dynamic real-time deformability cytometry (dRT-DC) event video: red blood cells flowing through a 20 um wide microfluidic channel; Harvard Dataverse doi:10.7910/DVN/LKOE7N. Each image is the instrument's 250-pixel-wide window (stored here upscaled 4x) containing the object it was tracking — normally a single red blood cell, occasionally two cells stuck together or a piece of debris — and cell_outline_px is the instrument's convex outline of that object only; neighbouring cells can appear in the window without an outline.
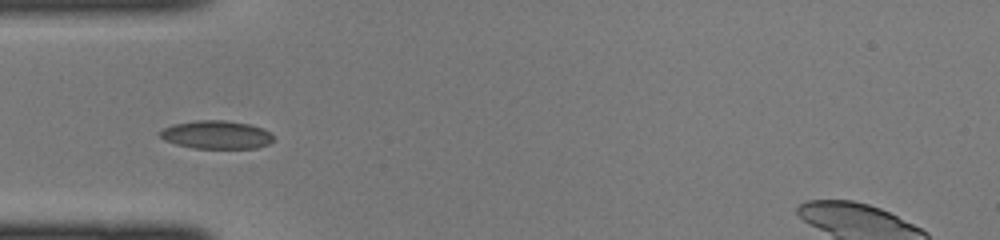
{"species": "common noctule bat (a hibernating species)", "species_latin": "Nyctalus noctula", "temperature_condition": "cold", "stored_images_in_passage": 38, "camera_frame_rate_fps": 3000, "um_per_image_px": 0.085, "animal": {"sex": "female", "body_mass_g": 22.0, "forearm_length_mm": 56.7}, "frame": {"image": 1, "passage_image": 12, "time_ms": 3.667, "image_size_px": [1000, 240], "cell_outline_px": [[272, 140], [268, 144], [256, 148], [192, 148], [176, 144], [164, 140], [156, 132], [172, 124], [196, 120], [224, 120], [252, 124], [264, 128], [272, 136]], "centroid_in_image_um": [18.36, 11.44], "position_along_channel_um": 66.6, "area_um2": 18.79}}
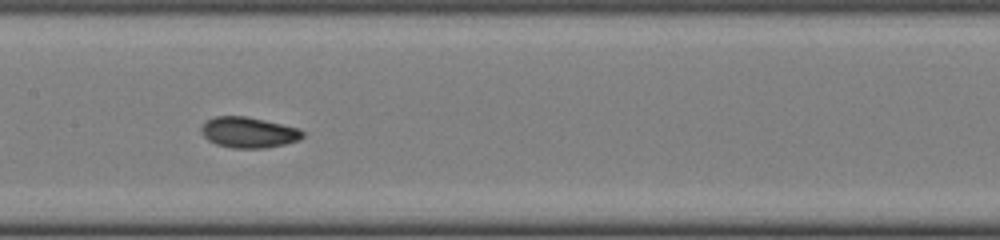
{"frame": {"image": 2, "passage_image": 20, "time_ms": 6.333, "image_size_px": [1000, 240], "cell_outline_px": [[304, 136], [300, 140], [284, 144], [264, 148], [232, 148], [216, 144], [208, 140], [200, 132], [200, 128], [208, 120], [216, 116], [248, 116], [300, 128], [304, 132]], "centroid_in_image_um": [21.15, 11.25], "position_along_channel_um": 186.2, "area_um2": 18.26}}
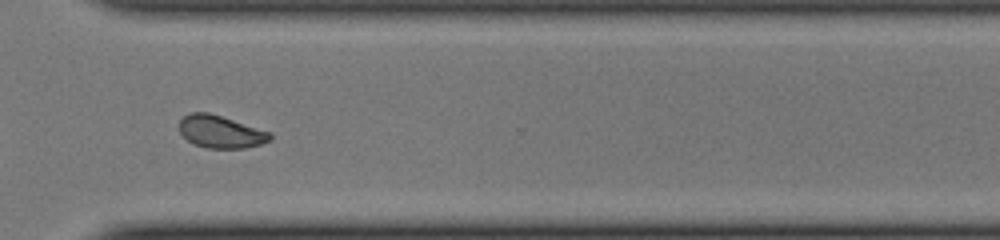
{"frame": {"image": 3, "passage_image": 31, "time_ms": 10.0, "image_size_px": [1000, 240], "cell_outline_px": [[272, 140], [260, 144], [244, 148], [208, 148], [192, 144], [180, 132], [180, 120], [188, 112], [208, 112], [272, 132]], "centroid_in_image_um": [18.77, 11.2], "position_along_channel_um": 351.8, "area_um2": 17.22}}